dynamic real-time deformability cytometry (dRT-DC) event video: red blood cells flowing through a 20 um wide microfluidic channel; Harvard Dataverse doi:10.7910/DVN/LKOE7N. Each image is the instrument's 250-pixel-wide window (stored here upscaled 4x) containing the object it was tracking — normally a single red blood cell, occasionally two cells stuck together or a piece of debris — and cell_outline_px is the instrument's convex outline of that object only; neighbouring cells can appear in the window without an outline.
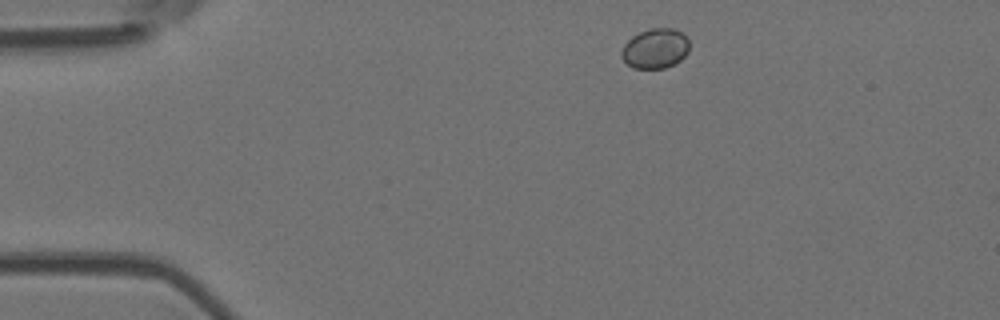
{"species": "Egyptian fruit bat (a non-hibernating species)", "species_latin": "Rousettus aegyptiacus", "temperature_condition": "room temperature", "stored_images_in_passage": 4, "camera_frame_rate_fps": 3000, "um_per_image_px": 0.085, "animal": {"sex": "female"}, "frame": {"image": 1, "passage_image": 1, "time_ms": 0.0, "image_size_px": [1000, 320], "cell_outline_px": [[688, 52], [676, 64], [664, 68], [632, 68], [620, 56], [620, 52], [624, 44], [632, 36], [640, 32], [652, 28], [672, 28], [680, 32], [688, 40]], "centroid_in_image_um": [55.67, 4.13], "position_along_channel_um": 29.3, "area_um2": 15.72}}
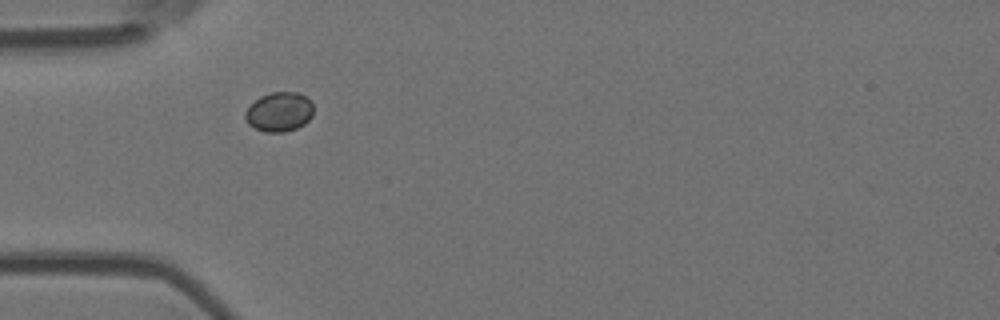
{"frame": {"image": 2, "passage_image": 3, "time_ms": 2.333, "image_size_px": [1000, 320], "cell_outline_px": [[312, 116], [304, 124], [296, 128], [284, 132], [264, 132], [248, 124], [244, 116], [244, 112], [260, 96], [272, 92], [300, 92], [312, 104]], "centroid_in_image_um": [23.72, 9.51], "position_along_channel_um": 61.3, "area_um2": 15.55}}
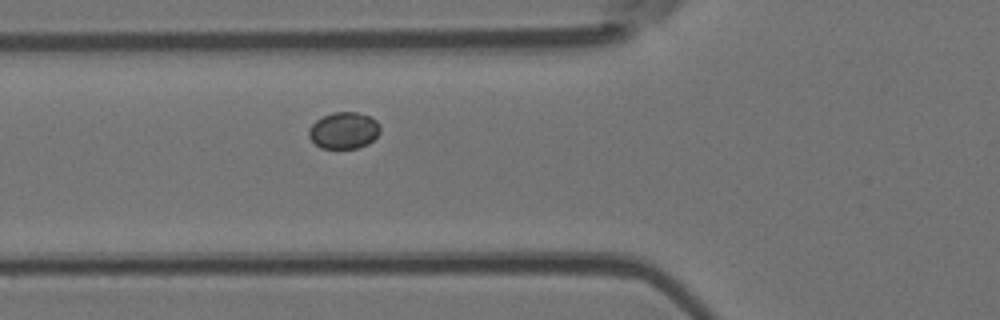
{"frame": {"image": 3, "passage_image": 4, "time_ms": 3.333, "image_size_px": [1000, 320], "cell_outline_px": [[380, 132], [368, 144], [356, 148], [320, 148], [308, 136], [308, 128], [316, 120], [332, 112], [356, 112], [368, 116], [376, 120], [380, 124]], "centroid_in_image_um": [29.22, 11.08], "position_along_channel_um": 96.6, "area_um2": 15.2}}